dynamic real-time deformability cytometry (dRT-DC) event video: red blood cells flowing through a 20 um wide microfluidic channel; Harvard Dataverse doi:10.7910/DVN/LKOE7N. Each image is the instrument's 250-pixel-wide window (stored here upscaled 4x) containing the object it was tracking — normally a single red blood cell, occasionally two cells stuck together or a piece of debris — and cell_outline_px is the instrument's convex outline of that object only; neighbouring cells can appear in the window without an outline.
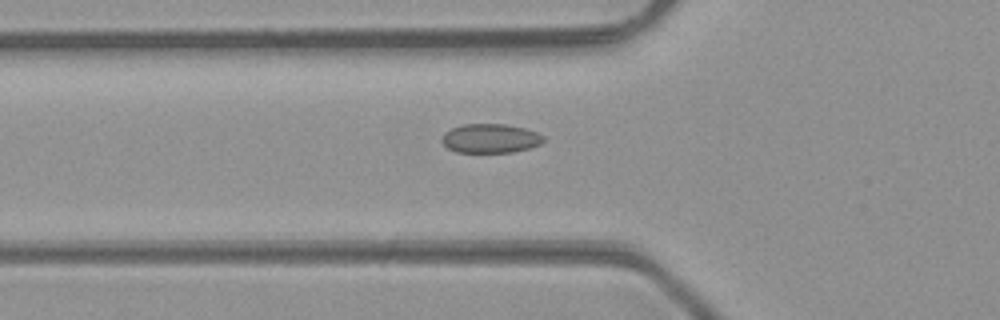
{"species": "common noctule bat (a hibernating species)", "species_latin": "Nyctalus noctula", "temperature_condition": "room temperature", "stored_images_in_passage": 36, "camera_frame_rate_fps": 3000, "um_per_image_px": 0.085, "animal": {"sex": "male", "body_mass_g": 23.1, "forearm_length_mm": 52.7}, "frame": {"image": 1, "passage_image": 5, "time_ms": 1.333, "image_size_px": [1000, 320], "cell_outline_px": [[544, 140], [540, 144], [528, 148], [512, 152], [456, 152], [448, 148], [440, 140], [444, 132], [452, 128], [464, 124], [504, 124], [524, 128], [536, 132], [544, 136]], "centroid_in_image_um": [41.66, 11.76], "position_along_channel_um": 84.1, "area_um2": 17.17}}
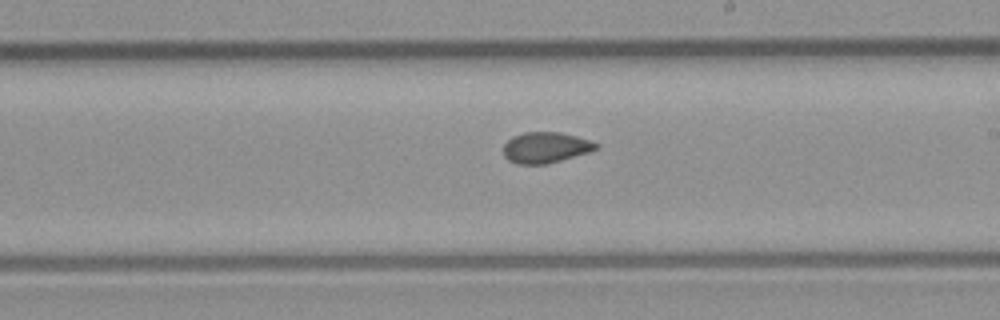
{"frame": {"image": 2, "passage_image": 16, "time_ms": 5.0, "image_size_px": [1000, 320], "cell_outline_px": [[600, 148], [588, 152], [560, 160], [544, 164], [516, 164], [508, 160], [504, 156], [504, 144], [512, 136], [524, 132], [560, 132], [576, 136], [600, 144]], "centroid_in_image_um": [46.36, 12.53], "position_along_channel_um": 242.6, "area_um2": 16.59}}
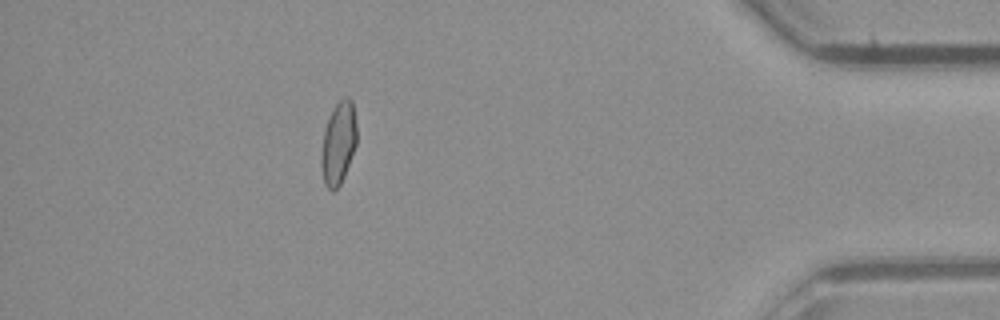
{"frame": {"image": 3, "passage_image": 31, "time_ms": 10.0, "image_size_px": [1000, 320], "cell_outline_px": [[356, 144], [344, 176], [340, 184], [332, 192], [324, 184], [320, 164], [320, 160], [324, 132], [332, 108], [344, 96], [348, 96], [352, 100], [356, 124]], "centroid_in_image_um": [28.75, 12.16], "position_along_channel_um": 406.4, "area_um2": 16.99}, "authors_computed_cell_mechanics": {"area_um2": 16.9932, "velocity_mm_per_s": 4.2841, "shape_relaxation_time_tau1_ms": null, "shape_relaxation_time_tau2_ms": 1.8942, "deformation_change_tau1": null, "deformation_change_tau2": 0.0439}}